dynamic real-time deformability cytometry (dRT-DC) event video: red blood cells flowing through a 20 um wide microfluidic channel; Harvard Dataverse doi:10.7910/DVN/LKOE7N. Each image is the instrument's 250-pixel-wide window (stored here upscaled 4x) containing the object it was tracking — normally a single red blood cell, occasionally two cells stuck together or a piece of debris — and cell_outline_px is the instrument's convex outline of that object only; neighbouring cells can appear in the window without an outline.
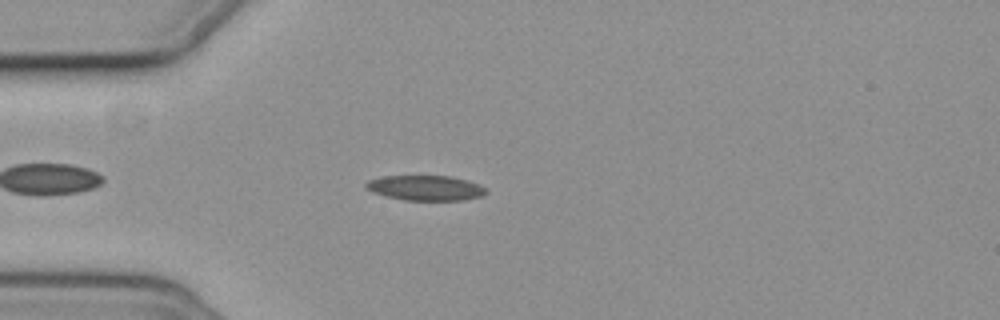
{"species": "common noctule bat (a hibernating species)", "species_latin": "Nyctalus noctula", "temperature_condition": "cold", "stored_images_in_passage": 48, "camera_frame_rate_fps": 3000, "um_per_image_px": 0.085, "animal": {"sex": "female", "body_mass_g": 19.3, "forearm_length_mm": 54.1}, "frame": {"image": 1, "passage_image": 7, "time_ms": 2.0, "image_size_px": [1000, 320], "cell_outline_px": [[488, 192], [480, 196], [464, 200], [404, 200], [384, 196], [372, 192], [364, 184], [368, 180], [384, 176], [452, 176], [468, 180], [484, 188]], "centroid_in_image_um": [36.15, 15.97], "position_along_channel_um": 48.9, "area_um2": 17.46}}
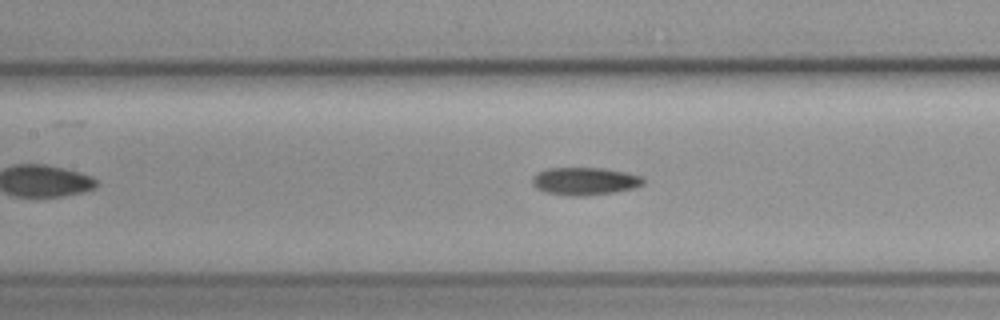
{"frame": {"image": 2, "passage_image": 17, "time_ms": 5.333, "image_size_px": [1000, 320], "cell_outline_px": [[644, 184], [636, 188], [616, 192], [584, 196], [568, 196], [544, 192], [536, 188], [532, 184], [532, 176], [548, 168], [604, 168], [628, 172], [644, 176]], "centroid_in_image_um": [49.75, 15.4], "position_along_channel_um": 157.6, "area_um2": 18.26}}
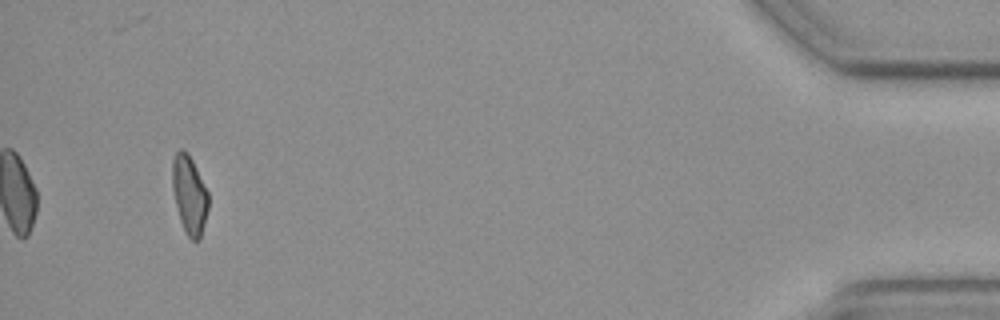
{"frame": {"image": 3, "passage_image": 45, "time_ms": 14.667, "image_size_px": [1000, 320], "cell_outline_px": [[208, 208], [200, 240], [192, 240], [188, 236], [180, 220], [172, 188], [172, 160], [176, 152], [180, 148], [188, 152], [208, 192]], "centroid_in_image_um": [16.09, 16.53], "position_along_channel_um": 419.1, "area_um2": 16.3}, "authors_computed_cell_mechanics": {"area_um2": 17.2533, "velocity_mm_per_s": 3.6747, "shape_relaxation_time_tau1_ms": null, "shape_relaxation_time_tau2_ms": 3.5481, "deformation_change_tau1": null, "deformation_change_tau2": 0.0938}}